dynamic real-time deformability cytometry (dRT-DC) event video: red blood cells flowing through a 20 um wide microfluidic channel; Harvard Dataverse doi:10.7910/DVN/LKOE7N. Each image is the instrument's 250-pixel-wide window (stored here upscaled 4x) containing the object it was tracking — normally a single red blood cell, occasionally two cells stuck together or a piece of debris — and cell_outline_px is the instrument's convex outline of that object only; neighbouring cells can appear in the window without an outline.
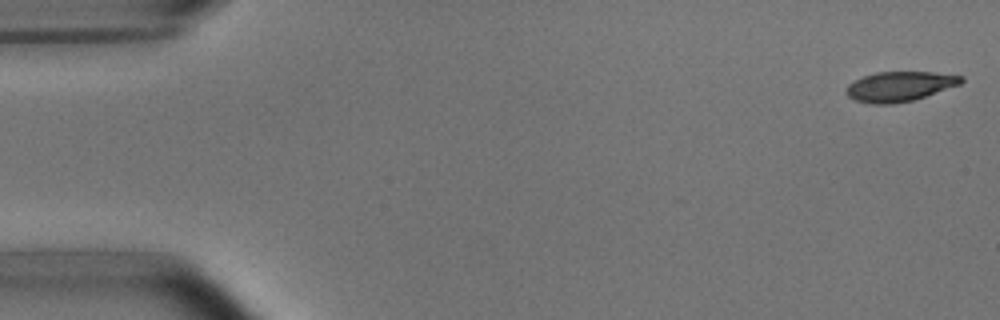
{"species": "common noctule bat (a hibernating species)", "species_latin": "Nyctalus noctula", "temperature_condition": "room temperature", "stored_images_in_passage": 8, "camera_frame_rate_fps": 3000, "um_per_image_px": 0.085, "animal": {"sex": "male", "body_mass_g": 15.6}, "frame": {"image": 1, "passage_image": 1, "time_ms": 0.0, "image_size_px": [1000, 320], "cell_outline_px": [[964, 80], [960, 84], [912, 100], [892, 104], [872, 104], [856, 100], [848, 96], [844, 92], [848, 84], [864, 76], [876, 72], [932, 72], [964, 76]], "centroid_in_image_um": [76.44, 7.34], "position_along_channel_um": 8.6, "area_um2": 19.77}}